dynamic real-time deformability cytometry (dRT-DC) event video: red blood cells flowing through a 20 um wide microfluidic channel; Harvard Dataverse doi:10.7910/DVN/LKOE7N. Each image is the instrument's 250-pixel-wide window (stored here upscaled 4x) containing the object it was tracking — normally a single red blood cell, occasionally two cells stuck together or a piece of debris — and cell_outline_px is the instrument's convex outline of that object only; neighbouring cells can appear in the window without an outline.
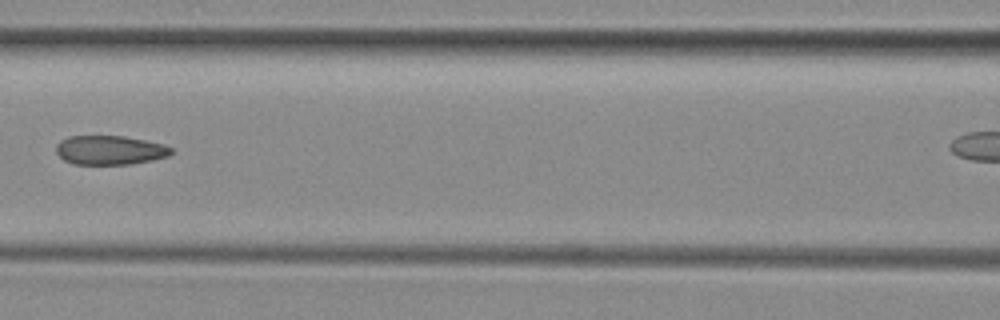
{"species": "common noctule bat (a hibernating species)", "species_latin": "Nyctalus noctula", "temperature_condition": "room temperature", "stored_images_in_passage": 6, "segment_of_instrument_passage": [1, 2], "camera_frame_rate_fps": 3000, "um_per_image_px": 0.085, "animal": {"sex": "female", "body_mass_g": 29.2, "forearm_length_mm": 56.3}, "frame": {"image": 1, "passage_image": 5, "time_ms": 4.667, "image_size_px": [1000, 320], "cell_outline_px": [[172, 152], [168, 156], [152, 160], [128, 164], [72, 164], [64, 160], [56, 152], [56, 144], [60, 140], [68, 136], [124, 136], [164, 144], [172, 148]], "centroid_in_image_um": [9.31, 12.76], "position_along_channel_um": 157.3, "area_um2": 19.54}}